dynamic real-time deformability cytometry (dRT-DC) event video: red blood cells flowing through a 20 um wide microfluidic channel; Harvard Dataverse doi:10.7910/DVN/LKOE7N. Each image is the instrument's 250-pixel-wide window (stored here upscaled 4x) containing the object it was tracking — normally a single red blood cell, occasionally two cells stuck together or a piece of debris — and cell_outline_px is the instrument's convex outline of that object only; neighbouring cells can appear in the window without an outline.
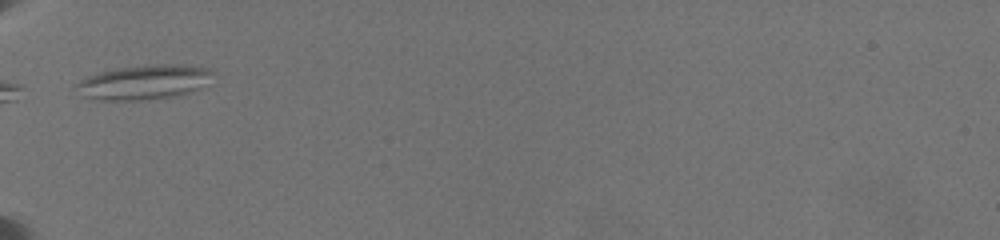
{"species": "common noctule bat (a hibernating species)", "species_latin": "Nyctalus noctula", "temperature_condition": "warm", "stored_images_in_passage": 11, "camera_frame_rate_fps": 3000, "um_per_image_px": 0.085, "animal": {"sex": "female", "body_mass_g": 19.5, "forearm_length_mm": 54.1}, "frame": {"image": 1, "passage_image": 1, "time_ms": 0.0, "image_size_px": [1000, 240], "cell_outline_px": [[216, 72], [208, 84], [176, 96], [140, 100], [92, 100], [80, 96], [72, 84], [88, 76], [100, 72], [116, 68], [156, 64], [184, 64], [208, 68]], "centroid_in_image_um": [12.21, 6.98], "position_along_channel_um": 72.8, "area_um2": 27.92}}
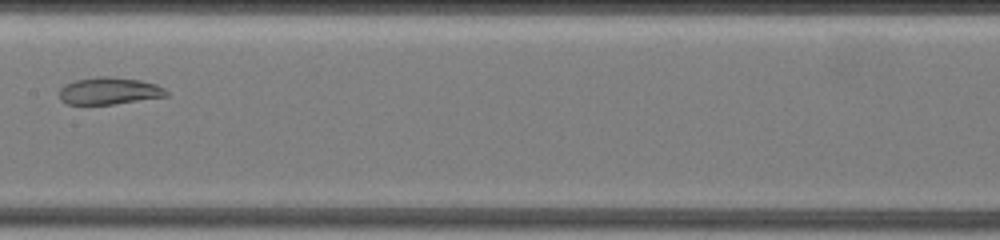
{"frame": {"image": 2, "passage_image": 8, "time_ms": 3.667, "image_size_px": [1000, 240], "cell_outline_px": [[168, 96], [112, 104], [68, 104], [60, 100], [60, 88], [64, 84], [76, 80], [96, 76], [108, 76], [140, 80], [156, 84], [164, 88], [168, 92]], "centroid_in_image_um": [9.27, 7.72], "position_along_channel_um": 198.1, "area_um2": 16.88}}
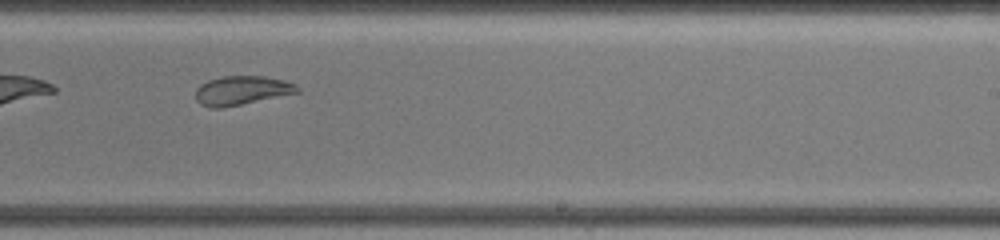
{"frame": {"image": 3, "passage_image": 10, "time_ms": 5.667, "image_size_px": [1000, 240], "cell_outline_px": [[300, 92], [220, 108], [208, 108], [200, 104], [196, 100], [196, 88], [200, 84], [208, 80], [224, 76], [264, 76], [284, 80], [296, 84], [300, 88]], "centroid_in_image_um": [20.53, 7.68], "position_along_channel_um": 268.5, "area_um2": 17.17}}